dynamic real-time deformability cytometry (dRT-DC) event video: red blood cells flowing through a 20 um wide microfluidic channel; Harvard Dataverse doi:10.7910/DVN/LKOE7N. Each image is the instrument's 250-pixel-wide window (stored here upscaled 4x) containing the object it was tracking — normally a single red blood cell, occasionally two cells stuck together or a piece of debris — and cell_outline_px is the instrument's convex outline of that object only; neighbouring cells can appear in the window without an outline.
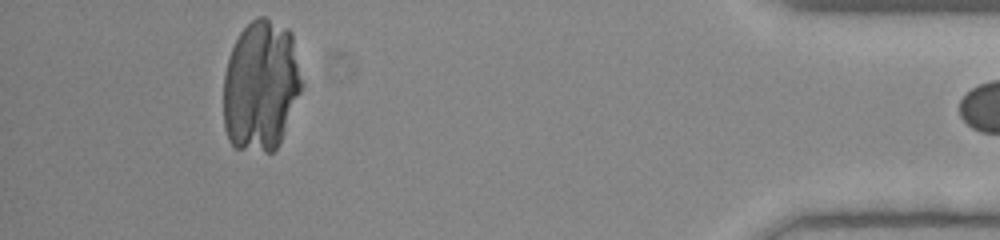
{"species": "human", "species_latin": "Homo sapiens", "temperature_condition": "room temperature", "stored_images_in_passage": 33, "camera_frame_rate_fps": 3000, "um_per_image_px": 0.085, "donor": {"sex": "female"}, "frame": {"image": 1, "passage_image": 32, "time_ms": 10.333, "image_size_px": [1000, 240], "cell_outline_px": [[304, 84], [280, 144], [272, 152], [264, 152], [236, 148], [228, 140], [224, 128], [224, 72], [228, 56], [240, 32], [256, 16], [264, 16], [288, 28], [292, 32]], "centroid_in_image_um": [22.19, 7.28], "position_along_channel_um": 413.0, "area_um2": 60.57}}